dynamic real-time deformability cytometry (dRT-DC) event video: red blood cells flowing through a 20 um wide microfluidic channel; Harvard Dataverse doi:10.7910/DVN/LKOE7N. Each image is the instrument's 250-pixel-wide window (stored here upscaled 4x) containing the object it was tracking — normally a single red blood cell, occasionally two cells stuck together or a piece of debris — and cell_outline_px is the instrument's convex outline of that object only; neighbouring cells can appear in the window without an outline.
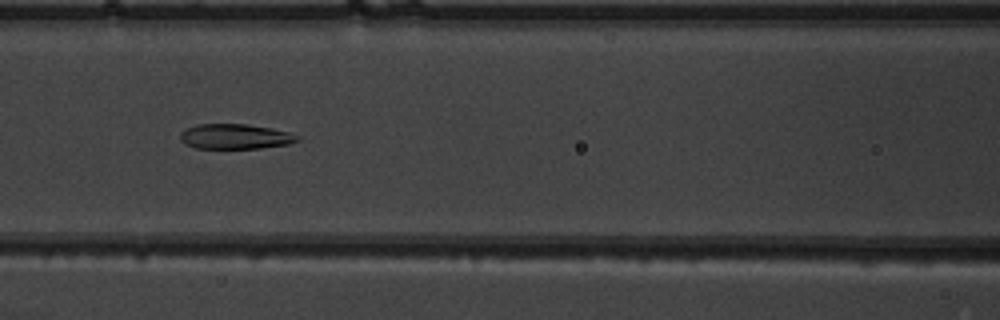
{"species": "common noctule bat (a hibernating species)", "species_latin": "Nyctalus noctula", "temperature_condition": "warm", "stored_images_in_passage": 35, "camera_frame_rate_fps": 3000, "um_per_image_px": 0.085, "animal": {"sex": "male", "body_mass_g": 19.5, "forearm_length_mm": 54.6}, "frame": {"image": 1, "passage_image": 7, "time_ms": 2.0, "image_size_px": [1000, 320], "cell_outline_px": [[300, 140], [288, 144], [260, 148], [196, 148], [184, 144], [180, 140], [180, 132], [196, 124], [244, 124], [268, 128], [288, 132], [300, 136]], "centroid_in_image_um": [19.96, 11.61], "position_along_channel_um": 146.6, "area_um2": 16.99}}
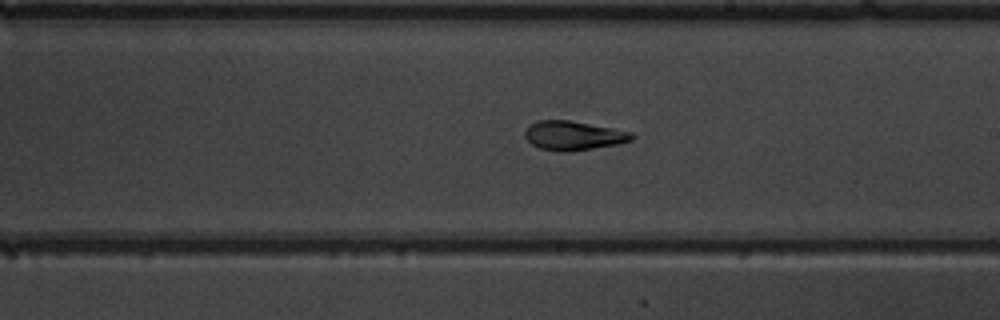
{"frame": {"image": 2, "passage_image": 14, "time_ms": 4.333, "image_size_px": [1000, 320], "cell_outline_px": [[636, 136], [632, 140], [620, 144], [572, 152], [556, 152], [540, 148], [532, 144], [524, 136], [524, 132], [528, 124], [536, 120], [568, 120], [612, 128], [632, 132]], "centroid_in_image_um": [48.74, 11.53], "position_along_channel_um": 240.3, "area_um2": 18.5}}
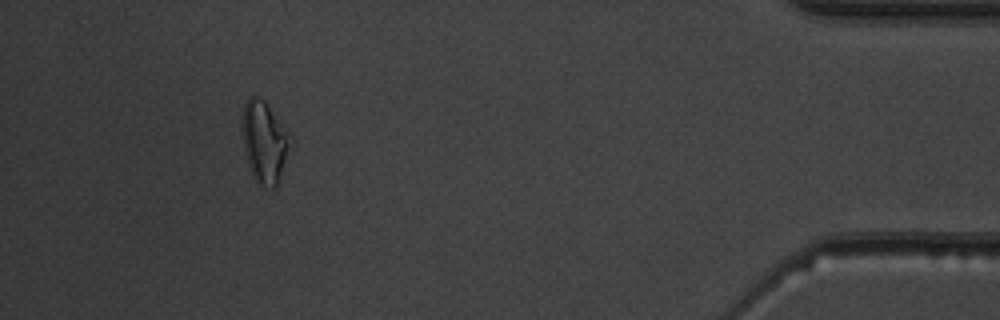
{"frame": {"image": 3, "passage_image": 31, "time_ms": 10.0, "image_size_px": [1000, 320], "cell_outline_px": [[288, 148], [276, 188], [272, 188], [256, 184], [252, 176], [248, 164], [244, 148], [240, 124], [240, 116], [244, 104], [248, 96], [256, 96], [264, 100], [268, 104], [288, 132]], "centroid_in_image_um": [22.39, 12.02], "position_along_channel_um": 412.8, "area_um2": 22.77}, "authors_computed_cell_mechanics": {"area_um2": 18.5538, "velocity_mm_per_s": 4.022, "shape_relaxation_time_tau1_ms": null, "shape_relaxation_time_tau2_ms": 2.3135, "deformation_change_tau1": null, "deformation_change_tau2": 0.0889}}